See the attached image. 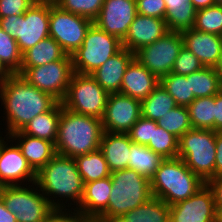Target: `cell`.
Returning <instances> with one entry per match:
<instances>
[{
  "instance_id": "44",
  "label": "cell",
  "mask_w": 222,
  "mask_h": 222,
  "mask_svg": "<svg viewBox=\"0 0 222 222\" xmlns=\"http://www.w3.org/2000/svg\"><path fill=\"white\" fill-rule=\"evenodd\" d=\"M55 209L47 218L46 222H91L89 217L84 216L80 211L74 209ZM71 212V213H70Z\"/></svg>"
},
{
  "instance_id": "11",
  "label": "cell",
  "mask_w": 222,
  "mask_h": 222,
  "mask_svg": "<svg viewBox=\"0 0 222 222\" xmlns=\"http://www.w3.org/2000/svg\"><path fill=\"white\" fill-rule=\"evenodd\" d=\"M183 46L181 32L168 31L152 44L137 50L135 59L160 80L163 76L171 73L175 60Z\"/></svg>"
},
{
  "instance_id": "5",
  "label": "cell",
  "mask_w": 222,
  "mask_h": 222,
  "mask_svg": "<svg viewBox=\"0 0 222 222\" xmlns=\"http://www.w3.org/2000/svg\"><path fill=\"white\" fill-rule=\"evenodd\" d=\"M111 183L108 207L102 214L124 215L152 197L150 180L133 169L112 172Z\"/></svg>"
},
{
  "instance_id": "53",
  "label": "cell",
  "mask_w": 222,
  "mask_h": 222,
  "mask_svg": "<svg viewBox=\"0 0 222 222\" xmlns=\"http://www.w3.org/2000/svg\"><path fill=\"white\" fill-rule=\"evenodd\" d=\"M216 207V222H222V205H215Z\"/></svg>"
},
{
  "instance_id": "46",
  "label": "cell",
  "mask_w": 222,
  "mask_h": 222,
  "mask_svg": "<svg viewBox=\"0 0 222 222\" xmlns=\"http://www.w3.org/2000/svg\"><path fill=\"white\" fill-rule=\"evenodd\" d=\"M206 184L213 192L215 205H222V175L210 178Z\"/></svg>"
},
{
  "instance_id": "13",
  "label": "cell",
  "mask_w": 222,
  "mask_h": 222,
  "mask_svg": "<svg viewBox=\"0 0 222 222\" xmlns=\"http://www.w3.org/2000/svg\"><path fill=\"white\" fill-rule=\"evenodd\" d=\"M73 74L72 57L66 54L61 60L27 68L20 76L29 84L49 93L61 102Z\"/></svg>"
},
{
  "instance_id": "23",
  "label": "cell",
  "mask_w": 222,
  "mask_h": 222,
  "mask_svg": "<svg viewBox=\"0 0 222 222\" xmlns=\"http://www.w3.org/2000/svg\"><path fill=\"white\" fill-rule=\"evenodd\" d=\"M133 141L127 133H109L103 131L99 149L112 172L128 168Z\"/></svg>"
},
{
  "instance_id": "31",
  "label": "cell",
  "mask_w": 222,
  "mask_h": 222,
  "mask_svg": "<svg viewBox=\"0 0 222 222\" xmlns=\"http://www.w3.org/2000/svg\"><path fill=\"white\" fill-rule=\"evenodd\" d=\"M128 168L133 169L149 180L164 158L153 152L146 145L131 144Z\"/></svg>"
},
{
  "instance_id": "19",
  "label": "cell",
  "mask_w": 222,
  "mask_h": 222,
  "mask_svg": "<svg viewBox=\"0 0 222 222\" xmlns=\"http://www.w3.org/2000/svg\"><path fill=\"white\" fill-rule=\"evenodd\" d=\"M184 47L191 51L204 67H215L222 49V36L194 28L181 31Z\"/></svg>"
},
{
  "instance_id": "21",
  "label": "cell",
  "mask_w": 222,
  "mask_h": 222,
  "mask_svg": "<svg viewBox=\"0 0 222 222\" xmlns=\"http://www.w3.org/2000/svg\"><path fill=\"white\" fill-rule=\"evenodd\" d=\"M159 84L160 80L134 58L126 68L120 93L142 101Z\"/></svg>"
},
{
  "instance_id": "49",
  "label": "cell",
  "mask_w": 222,
  "mask_h": 222,
  "mask_svg": "<svg viewBox=\"0 0 222 222\" xmlns=\"http://www.w3.org/2000/svg\"><path fill=\"white\" fill-rule=\"evenodd\" d=\"M91 222H125V217L123 215L100 214L95 216Z\"/></svg>"
},
{
  "instance_id": "7",
  "label": "cell",
  "mask_w": 222,
  "mask_h": 222,
  "mask_svg": "<svg viewBox=\"0 0 222 222\" xmlns=\"http://www.w3.org/2000/svg\"><path fill=\"white\" fill-rule=\"evenodd\" d=\"M216 131L191 128L179 138L178 155L205 183L214 177Z\"/></svg>"
},
{
  "instance_id": "40",
  "label": "cell",
  "mask_w": 222,
  "mask_h": 222,
  "mask_svg": "<svg viewBox=\"0 0 222 222\" xmlns=\"http://www.w3.org/2000/svg\"><path fill=\"white\" fill-rule=\"evenodd\" d=\"M204 66L200 60L184 46L175 60L171 73L186 76L199 71Z\"/></svg>"
},
{
  "instance_id": "36",
  "label": "cell",
  "mask_w": 222,
  "mask_h": 222,
  "mask_svg": "<svg viewBox=\"0 0 222 222\" xmlns=\"http://www.w3.org/2000/svg\"><path fill=\"white\" fill-rule=\"evenodd\" d=\"M146 146L164 159L175 158L178 155L179 139L157 125L153 127L152 138Z\"/></svg>"
},
{
  "instance_id": "25",
  "label": "cell",
  "mask_w": 222,
  "mask_h": 222,
  "mask_svg": "<svg viewBox=\"0 0 222 222\" xmlns=\"http://www.w3.org/2000/svg\"><path fill=\"white\" fill-rule=\"evenodd\" d=\"M65 55L61 46L49 36L22 54V65L18 75H21L27 68L61 60Z\"/></svg>"
},
{
  "instance_id": "12",
  "label": "cell",
  "mask_w": 222,
  "mask_h": 222,
  "mask_svg": "<svg viewBox=\"0 0 222 222\" xmlns=\"http://www.w3.org/2000/svg\"><path fill=\"white\" fill-rule=\"evenodd\" d=\"M92 23L89 18L69 13L55 3H50L49 35L67 55H73L83 44L86 32Z\"/></svg>"
},
{
  "instance_id": "1",
  "label": "cell",
  "mask_w": 222,
  "mask_h": 222,
  "mask_svg": "<svg viewBox=\"0 0 222 222\" xmlns=\"http://www.w3.org/2000/svg\"><path fill=\"white\" fill-rule=\"evenodd\" d=\"M0 98L6 111V139L10 134L21 131L35 116L50 111L59 102L18 74H13L0 86Z\"/></svg>"
},
{
  "instance_id": "2",
  "label": "cell",
  "mask_w": 222,
  "mask_h": 222,
  "mask_svg": "<svg viewBox=\"0 0 222 222\" xmlns=\"http://www.w3.org/2000/svg\"><path fill=\"white\" fill-rule=\"evenodd\" d=\"M35 183L54 209H65L64 203L70 199L77 208L84 193V182L77 170L75 159L60 154H56L36 173ZM63 198L67 199L61 203Z\"/></svg>"
},
{
  "instance_id": "52",
  "label": "cell",
  "mask_w": 222,
  "mask_h": 222,
  "mask_svg": "<svg viewBox=\"0 0 222 222\" xmlns=\"http://www.w3.org/2000/svg\"><path fill=\"white\" fill-rule=\"evenodd\" d=\"M215 70L217 71V74L219 75V77L222 81V49H221L219 61H218L217 65L215 66Z\"/></svg>"
},
{
  "instance_id": "47",
  "label": "cell",
  "mask_w": 222,
  "mask_h": 222,
  "mask_svg": "<svg viewBox=\"0 0 222 222\" xmlns=\"http://www.w3.org/2000/svg\"><path fill=\"white\" fill-rule=\"evenodd\" d=\"M214 131H222V90L215 95Z\"/></svg>"
},
{
  "instance_id": "16",
  "label": "cell",
  "mask_w": 222,
  "mask_h": 222,
  "mask_svg": "<svg viewBox=\"0 0 222 222\" xmlns=\"http://www.w3.org/2000/svg\"><path fill=\"white\" fill-rule=\"evenodd\" d=\"M136 15V0H104L93 23L123 41Z\"/></svg>"
},
{
  "instance_id": "24",
  "label": "cell",
  "mask_w": 222,
  "mask_h": 222,
  "mask_svg": "<svg viewBox=\"0 0 222 222\" xmlns=\"http://www.w3.org/2000/svg\"><path fill=\"white\" fill-rule=\"evenodd\" d=\"M112 189L111 176L103 179L84 183V193L77 208L84 216L91 220L102 214L108 207Z\"/></svg>"
},
{
  "instance_id": "50",
  "label": "cell",
  "mask_w": 222,
  "mask_h": 222,
  "mask_svg": "<svg viewBox=\"0 0 222 222\" xmlns=\"http://www.w3.org/2000/svg\"><path fill=\"white\" fill-rule=\"evenodd\" d=\"M12 75L13 73L4 65L0 59V86Z\"/></svg>"
},
{
  "instance_id": "54",
  "label": "cell",
  "mask_w": 222,
  "mask_h": 222,
  "mask_svg": "<svg viewBox=\"0 0 222 222\" xmlns=\"http://www.w3.org/2000/svg\"><path fill=\"white\" fill-rule=\"evenodd\" d=\"M58 0H34V2H41V3H56Z\"/></svg>"
},
{
  "instance_id": "38",
  "label": "cell",
  "mask_w": 222,
  "mask_h": 222,
  "mask_svg": "<svg viewBox=\"0 0 222 222\" xmlns=\"http://www.w3.org/2000/svg\"><path fill=\"white\" fill-rule=\"evenodd\" d=\"M0 59L13 73L18 74L22 65V53L18 43L0 27Z\"/></svg>"
},
{
  "instance_id": "51",
  "label": "cell",
  "mask_w": 222,
  "mask_h": 222,
  "mask_svg": "<svg viewBox=\"0 0 222 222\" xmlns=\"http://www.w3.org/2000/svg\"><path fill=\"white\" fill-rule=\"evenodd\" d=\"M196 10L205 9L215 5V0H191Z\"/></svg>"
},
{
  "instance_id": "22",
  "label": "cell",
  "mask_w": 222,
  "mask_h": 222,
  "mask_svg": "<svg viewBox=\"0 0 222 222\" xmlns=\"http://www.w3.org/2000/svg\"><path fill=\"white\" fill-rule=\"evenodd\" d=\"M8 139L15 142L17 139L21 153L36 173L57 154L53 142L23 134L21 131L10 134Z\"/></svg>"
},
{
  "instance_id": "45",
  "label": "cell",
  "mask_w": 222,
  "mask_h": 222,
  "mask_svg": "<svg viewBox=\"0 0 222 222\" xmlns=\"http://www.w3.org/2000/svg\"><path fill=\"white\" fill-rule=\"evenodd\" d=\"M214 177L222 175V131H216Z\"/></svg>"
},
{
  "instance_id": "32",
  "label": "cell",
  "mask_w": 222,
  "mask_h": 222,
  "mask_svg": "<svg viewBox=\"0 0 222 222\" xmlns=\"http://www.w3.org/2000/svg\"><path fill=\"white\" fill-rule=\"evenodd\" d=\"M176 106L174 98L159 84L147 98L141 101L142 117L157 121Z\"/></svg>"
},
{
  "instance_id": "28",
  "label": "cell",
  "mask_w": 222,
  "mask_h": 222,
  "mask_svg": "<svg viewBox=\"0 0 222 222\" xmlns=\"http://www.w3.org/2000/svg\"><path fill=\"white\" fill-rule=\"evenodd\" d=\"M77 170L84 183H89L111 176L108 163L100 149L74 158Z\"/></svg>"
},
{
  "instance_id": "14",
  "label": "cell",
  "mask_w": 222,
  "mask_h": 222,
  "mask_svg": "<svg viewBox=\"0 0 222 222\" xmlns=\"http://www.w3.org/2000/svg\"><path fill=\"white\" fill-rule=\"evenodd\" d=\"M141 116L140 100L122 93L109 94L101 118L103 131L127 133Z\"/></svg>"
},
{
  "instance_id": "43",
  "label": "cell",
  "mask_w": 222,
  "mask_h": 222,
  "mask_svg": "<svg viewBox=\"0 0 222 222\" xmlns=\"http://www.w3.org/2000/svg\"><path fill=\"white\" fill-rule=\"evenodd\" d=\"M34 0H0V18L24 14Z\"/></svg>"
},
{
  "instance_id": "34",
  "label": "cell",
  "mask_w": 222,
  "mask_h": 222,
  "mask_svg": "<svg viewBox=\"0 0 222 222\" xmlns=\"http://www.w3.org/2000/svg\"><path fill=\"white\" fill-rule=\"evenodd\" d=\"M160 85L174 98L178 106L188 107L195 100L190 79H186V76L170 73L160 79Z\"/></svg>"
},
{
  "instance_id": "20",
  "label": "cell",
  "mask_w": 222,
  "mask_h": 222,
  "mask_svg": "<svg viewBox=\"0 0 222 222\" xmlns=\"http://www.w3.org/2000/svg\"><path fill=\"white\" fill-rule=\"evenodd\" d=\"M134 58L135 53L122 48L90 75L108 94L120 93L126 68Z\"/></svg>"
},
{
  "instance_id": "26",
  "label": "cell",
  "mask_w": 222,
  "mask_h": 222,
  "mask_svg": "<svg viewBox=\"0 0 222 222\" xmlns=\"http://www.w3.org/2000/svg\"><path fill=\"white\" fill-rule=\"evenodd\" d=\"M60 115L61 102H58L50 111L35 116L22 128L21 132L55 144Z\"/></svg>"
},
{
  "instance_id": "33",
  "label": "cell",
  "mask_w": 222,
  "mask_h": 222,
  "mask_svg": "<svg viewBox=\"0 0 222 222\" xmlns=\"http://www.w3.org/2000/svg\"><path fill=\"white\" fill-rule=\"evenodd\" d=\"M187 108L192 128L214 130L215 95L196 98Z\"/></svg>"
},
{
  "instance_id": "6",
  "label": "cell",
  "mask_w": 222,
  "mask_h": 222,
  "mask_svg": "<svg viewBox=\"0 0 222 222\" xmlns=\"http://www.w3.org/2000/svg\"><path fill=\"white\" fill-rule=\"evenodd\" d=\"M50 3L34 2L22 15L0 18V27L18 43L23 54L49 37Z\"/></svg>"
},
{
  "instance_id": "30",
  "label": "cell",
  "mask_w": 222,
  "mask_h": 222,
  "mask_svg": "<svg viewBox=\"0 0 222 222\" xmlns=\"http://www.w3.org/2000/svg\"><path fill=\"white\" fill-rule=\"evenodd\" d=\"M190 79V86L196 98L214 96L222 90V81L215 67H203L199 71L186 75Z\"/></svg>"
},
{
  "instance_id": "29",
  "label": "cell",
  "mask_w": 222,
  "mask_h": 222,
  "mask_svg": "<svg viewBox=\"0 0 222 222\" xmlns=\"http://www.w3.org/2000/svg\"><path fill=\"white\" fill-rule=\"evenodd\" d=\"M123 216L125 222H170V206L159 198L151 197Z\"/></svg>"
},
{
  "instance_id": "15",
  "label": "cell",
  "mask_w": 222,
  "mask_h": 222,
  "mask_svg": "<svg viewBox=\"0 0 222 222\" xmlns=\"http://www.w3.org/2000/svg\"><path fill=\"white\" fill-rule=\"evenodd\" d=\"M170 222H216L214 195L207 184L186 200L170 206Z\"/></svg>"
},
{
  "instance_id": "57",
  "label": "cell",
  "mask_w": 222,
  "mask_h": 222,
  "mask_svg": "<svg viewBox=\"0 0 222 222\" xmlns=\"http://www.w3.org/2000/svg\"><path fill=\"white\" fill-rule=\"evenodd\" d=\"M2 187H3V186L0 184V195H1V189H2Z\"/></svg>"
},
{
  "instance_id": "37",
  "label": "cell",
  "mask_w": 222,
  "mask_h": 222,
  "mask_svg": "<svg viewBox=\"0 0 222 222\" xmlns=\"http://www.w3.org/2000/svg\"><path fill=\"white\" fill-rule=\"evenodd\" d=\"M194 29L222 36V5L197 10Z\"/></svg>"
},
{
  "instance_id": "3",
  "label": "cell",
  "mask_w": 222,
  "mask_h": 222,
  "mask_svg": "<svg viewBox=\"0 0 222 222\" xmlns=\"http://www.w3.org/2000/svg\"><path fill=\"white\" fill-rule=\"evenodd\" d=\"M102 134L101 119L72 112L61 103L55 142L57 154L75 158L95 151L99 149Z\"/></svg>"
},
{
  "instance_id": "56",
  "label": "cell",
  "mask_w": 222,
  "mask_h": 222,
  "mask_svg": "<svg viewBox=\"0 0 222 222\" xmlns=\"http://www.w3.org/2000/svg\"><path fill=\"white\" fill-rule=\"evenodd\" d=\"M215 4H220V5H222V0H215Z\"/></svg>"
},
{
  "instance_id": "39",
  "label": "cell",
  "mask_w": 222,
  "mask_h": 222,
  "mask_svg": "<svg viewBox=\"0 0 222 222\" xmlns=\"http://www.w3.org/2000/svg\"><path fill=\"white\" fill-rule=\"evenodd\" d=\"M103 2L104 0H58L55 4L62 10L94 21L100 13Z\"/></svg>"
},
{
  "instance_id": "9",
  "label": "cell",
  "mask_w": 222,
  "mask_h": 222,
  "mask_svg": "<svg viewBox=\"0 0 222 222\" xmlns=\"http://www.w3.org/2000/svg\"><path fill=\"white\" fill-rule=\"evenodd\" d=\"M6 185L1 189V199L6 208L10 210L17 222H46L47 218L55 210L46 196L38 190L36 183L28 186ZM37 190V191H36Z\"/></svg>"
},
{
  "instance_id": "10",
  "label": "cell",
  "mask_w": 222,
  "mask_h": 222,
  "mask_svg": "<svg viewBox=\"0 0 222 222\" xmlns=\"http://www.w3.org/2000/svg\"><path fill=\"white\" fill-rule=\"evenodd\" d=\"M108 96L109 94L90 74L74 72L61 103L72 112L101 119Z\"/></svg>"
},
{
  "instance_id": "4",
  "label": "cell",
  "mask_w": 222,
  "mask_h": 222,
  "mask_svg": "<svg viewBox=\"0 0 222 222\" xmlns=\"http://www.w3.org/2000/svg\"><path fill=\"white\" fill-rule=\"evenodd\" d=\"M205 184L179 157L163 159L150 179L152 197L169 206L191 197Z\"/></svg>"
},
{
  "instance_id": "35",
  "label": "cell",
  "mask_w": 222,
  "mask_h": 222,
  "mask_svg": "<svg viewBox=\"0 0 222 222\" xmlns=\"http://www.w3.org/2000/svg\"><path fill=\"white\" fill-rule=\"evenodd\" d=\"M157 124L178 139L192 128L188 108L178 105L157 120Z\"/></svg>"
},
{
  "instance_id": "8",
  "label": "cell",
  "mask_w": 222,
  "mask_h": 222,
  "mask_svg": "<svg viewBox=\"0 0 222 222\" xmlns=\"http://www.w3.org/2000/svg\"><path fill=\"white\" fill-rule=\"evenodd\" d=\"M122 48L120 39L92 23L83 44L71 55L73 70L79 74H91Z\"/></svg>"
},
{
  "instance_id": "41",
  "label": "cell",
  "mask_w": 222,
  "mask_h": 222,
  "mask_svg": "<svg viewBox=\"0 0 222 222\" xmlns=\"http://www.w3.org/2000/svg\"><path fill=\"white\" fill-rule=\"evenodd\" d=\"M157 125V121L149 120L141 116L127 134L133 143L147 145L152 138L153 127Z\"/></svg>"
},
{
  "instance_id": "55",
  "label": "cell",
  "mask_w": 222,
  "mask_h": 222,
  "mask_svg": "<svg viewBox=\"0 0 222 222\" xmlns=\"http://www.w3.org/2000/svg\"><path fill=\"white\" fill-rule=\"evenodd\" d=\"M5 137L0 136V151H1V147L3 145V143L5 142Z\"/></svg>"
},
{
  "instance_id": "18",
  "label": "cell",
  "mask_w": 222,
  "mask_h": 222,
  "mask_svg": "<svg viewBox=\"0 0 222 222\" xmlns=\"http://www.w3.org/2000/svg\"><path fill=\"white\" fill-rule=\"evenodd\" d=\"M168 31L164 19L137 14L122 41V47L135 53L141 47L152 44Z\"/></svg>"
},
{
  "instance_id": "48",
  "label": "cell",
  "mask_w": 222,
  "mask_h": 222,
  "mask_svg": "<svg viewBox=\"0 0 222 222\" xmlns=\"http://www.w3.org/2000/svg\"><path fill=\"white\" fill-rule=\"evenodd\" d=\"M0 222H17L15 215L6 208L0 197Z\"/></svg>"
},
{
  "instance_id": "17",
  "label": "cell",
  "mask_w": 222,
  "mask_h": 222,
  "mask_svg": "<svg viewBox=\"0 0 222 222\" xmlns=\"http://www.w3.org/2000/svg\"><path fill=\"white\" fill-rule=\"evenodd\" d=\"M7 142L8 139L0 151V184L22 185L23 181H28L33 185L36 182V172L28 164L18 145L14 143L8 146Z\"/></svg>"
},
{
  "instance_id": "27",
  "label": "cell",
  "mask_w": 222,
  "mask_h": 222,
  "mask_svg": "<svg viewBox=\"0 0 222 222\" xmlns=\"http://www.w3.org/2000/svg\"><path fill=\"white\" fill-rule=\"evenodd\" d=\"M165 22L169 31H183L194 27L196 12L191 0H164Z\"/></svg>"
},
{
  "instance_id": "42",
  "label": "cell",
  "mask_w": 222,
  "mask_h": 222,
  "mask_svg": "<svg viewBox=\"0 0 222 222\" xmlns=\"http://www.w3.org/2000/svg\"><path fill=\"white\" fill-rule=\"evenodd\" d=\"M137 14L164 19L166 6L164 0H136Z\"/></svg>"
}]
</instances>
